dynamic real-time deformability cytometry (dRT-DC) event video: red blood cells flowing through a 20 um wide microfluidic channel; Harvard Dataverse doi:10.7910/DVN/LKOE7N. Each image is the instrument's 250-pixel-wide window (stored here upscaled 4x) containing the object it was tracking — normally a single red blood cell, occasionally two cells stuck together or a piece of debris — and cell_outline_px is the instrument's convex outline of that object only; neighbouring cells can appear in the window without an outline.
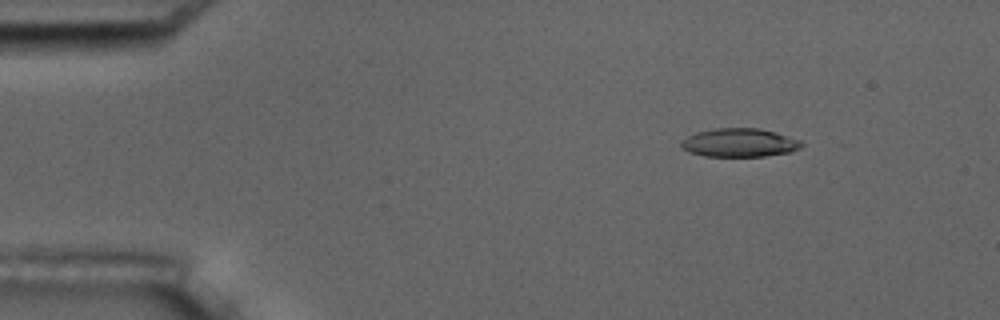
{"species": "common noctule bat (a hibernating species)", "species_latin": "Nyctalus noctula", "temperature_condition": "room temperature", "stored_images_in_passage": 7, "camera_frame_rate_fps": 3000, "um_per_image_px": 0.085, "animal": {"sex": "male", "body_mass_g": 17.5, "forearm_length_mm": 52.3}, "frame": {"image": 1, "passage_image": 3, "time_ms": 2.333, "image_size_px": [1000, 320], "cell_outline_px": [[804, 144], [800, 148], [792, 152], [764, 156], [704, 156], [688, 152], [680, 148], [680, 140], [696, 132], [716, 128], [760, 128], [776, 132], [800, 140]], "centroid_in_image_um": [62.83, 12.13], "position_along_channel_um": 22.2, "area_um2": 20.23}}
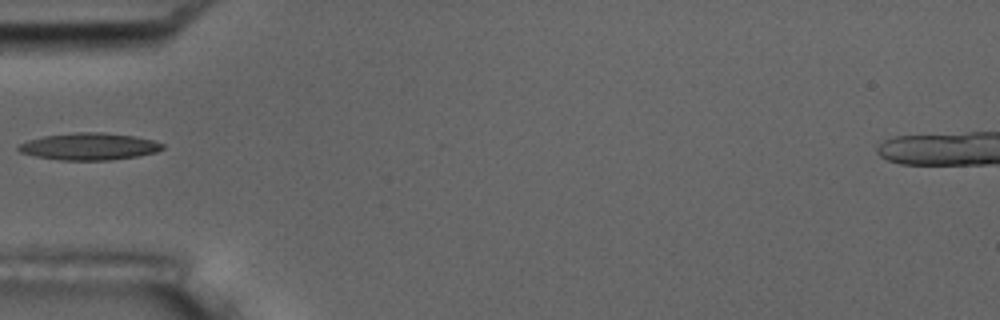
{"frame": {"image": 2, "passage_image": 6, "time_ms": 6.0, "image_size_px": [1000, 320], "cell_outline_px": [[164, 148], [156, 152], [136, 156], [112, 160], [60, 160], [36, 156], [20, 152], [16, 148], [16, 144], [28, 140], [44, 136], [76, 132], [104, 132], [132, 136], [152, 140], [164, 144]], "centroid_in_image_um": [7.55, 12.45], "position_along_channel_um": 77.5, "area_um2": 22.66}}